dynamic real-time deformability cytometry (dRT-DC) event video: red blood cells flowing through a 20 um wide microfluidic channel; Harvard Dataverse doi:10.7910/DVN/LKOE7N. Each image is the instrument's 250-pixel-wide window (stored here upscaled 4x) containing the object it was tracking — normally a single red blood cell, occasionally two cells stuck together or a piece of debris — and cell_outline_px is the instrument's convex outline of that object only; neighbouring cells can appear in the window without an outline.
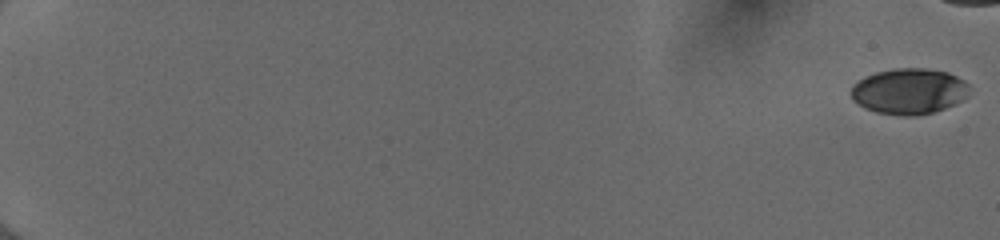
{"species": "human", "species_latin": "Homo sapiens", "temperature_condition": "cold", "stored_images_in_passage": 50, "camera_frame_rate_fps": 3000, "um_per_image_px": 0.085, "donor": {"sex": "female"}, "frame": {"image": 1, "passage_image": 1, "time_ms": 0.0, "image_size_px": [1000, 240], "cell_outline_px": [[968, 96], [944, 108], [932, 112], [908, 116], [876, 112], [864, 108], [852, 100], [852, 84], [864, 76], [876, 72], [896, 68], [924, 68], [948, 72], [964, 80], [968, 84]], "centroid_in_image_um": [77.24, 7.74], "position_along_channel_um": 7.8, "area_um2": 31.39}}
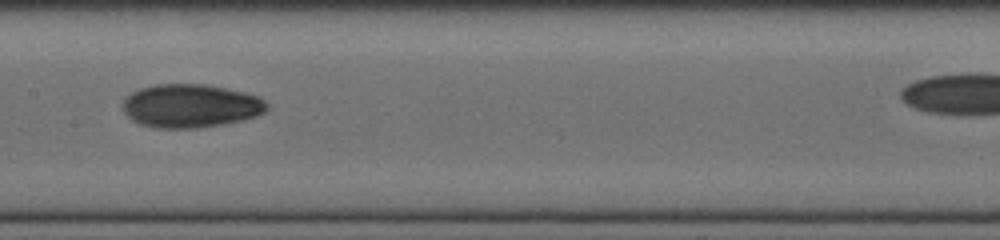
{"frame": {"image": 2, "passage_image": 32, "time_ms": 10.333, "image_size_px": [1000, 240], "cell_outline_px": [[268, 108], [264, 112], [256, 116], [240, 120], [220, 124], [196, 128], [156, 128], [140, 124], [132, 120], [124, 112], [124, 100], [132, 92], [140, 88], [156, 84], [204, 84], [244, 92], [256, 96], [264, 100], [268, 104]], "centroid_in_image_um": [16.19, 9.0], "position_along_channel_um": 191.2, "area_um2": 36.18}}
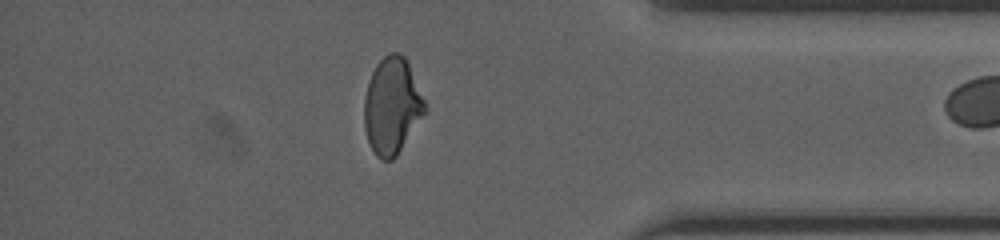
{"frame": {"image": 3, "passage_image": 49, "time_ms": 16.0, "image_size_px": [1000, 240], "cell_outline_px": [[428, 112], [396, 156], [392, 160], [380, 160], [376, 156], [368, 140], [364, 128], [364, 100], [368, 84], [372, 72], [376, 64], [388, 52], [400, 52], [404, 56], [408, 64], [428, 108]], "centroid_in_image_um": [33.34, 9.02], "position_along_channel_um": 401.9, "area_um2": 34.28}}